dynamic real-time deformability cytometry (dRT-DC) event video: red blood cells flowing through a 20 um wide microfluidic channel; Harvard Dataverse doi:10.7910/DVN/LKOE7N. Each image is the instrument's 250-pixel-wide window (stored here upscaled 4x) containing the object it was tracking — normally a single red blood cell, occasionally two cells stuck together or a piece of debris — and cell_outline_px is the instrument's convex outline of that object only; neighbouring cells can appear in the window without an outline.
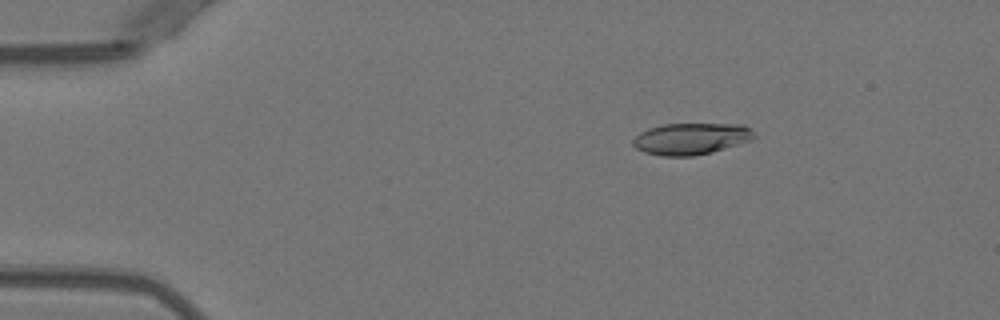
{"species": "Egyptian fruit bat (a non-hibernating species)", "species_latin": "Rousettus aegyptiacus", "temperature_condition": "warm", "stored_images_in_passage": 52, "camera_frame_rate_fps": 3000, "um_per_image_px": 0.085, "animal": {"sex": "female"}, "frame": {"image": 1, "passage_image": 9, "time_ms": 2.667, "image_size_px": [1000, 320], "cell_outline_px": [[756, 136], [752, 140], [712, 152], [692, 156], [660, 156], [644, 152], [636, 148], [632, 144], [632, 140], [640, 132], [648, 128], [660, 124], [744, 124]], "centroid_in_image_um": [58.71, 11.79], "position_along_channel_um": 26.3, "area_um2": 22.37}}
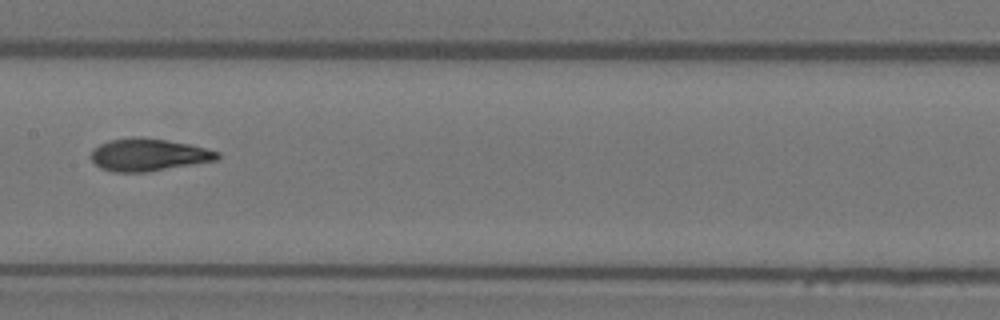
{"frame": {"image": 2, "passage_image": 27, "time_ms": 8.667, "image_size_px": [1000, 320], "cell_outline_px": [[220, 156], [216, 160], [148, 172], [112, 172], [100, 168], [92, 160], [92, 148], [108, 140], [132, 136], [140, 136], [168, 140], [188, 144], [220, 152]], "centroid_in_image_um": [12.59, 13.15], "position_along_channel_um": 194.8, "area_um2": 23.99}}
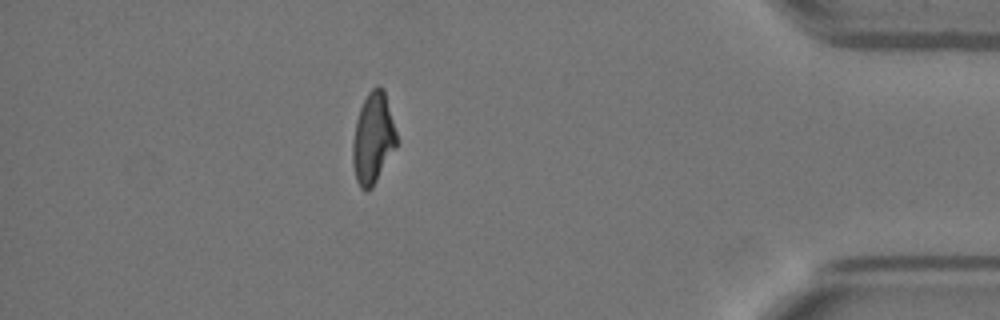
{"frame": {"image": 3, "passage_image": 46, "time_ms": 15.0, "image_size_px": [1000, 320], "cell_outline_px": [[396, 148], [372, 188], [368, 192], [364, 192], [360, 188], [356, 180], [352, 164], [352, 144], [356, 120], [360, 108], [368, 92], [376, 84], [380, 84], [384, 88], [396, 132]], "centroid_in_image_um": [31.69, 11.77], "position_along_channel_um": 403.5, "area_um2": 23.52}, "authors_computed_cell_mechanics": {"area_um2": 23.2934, "velocity_mm_per_s": 3.9782, "shape_relaxation_time_tau1_ms": 5.6335, "shape_relaxation_time_tau2_ms": 1.957, "deformation_change_tau1": 0.2241, "deformation_change_tau2": 0.0727}}